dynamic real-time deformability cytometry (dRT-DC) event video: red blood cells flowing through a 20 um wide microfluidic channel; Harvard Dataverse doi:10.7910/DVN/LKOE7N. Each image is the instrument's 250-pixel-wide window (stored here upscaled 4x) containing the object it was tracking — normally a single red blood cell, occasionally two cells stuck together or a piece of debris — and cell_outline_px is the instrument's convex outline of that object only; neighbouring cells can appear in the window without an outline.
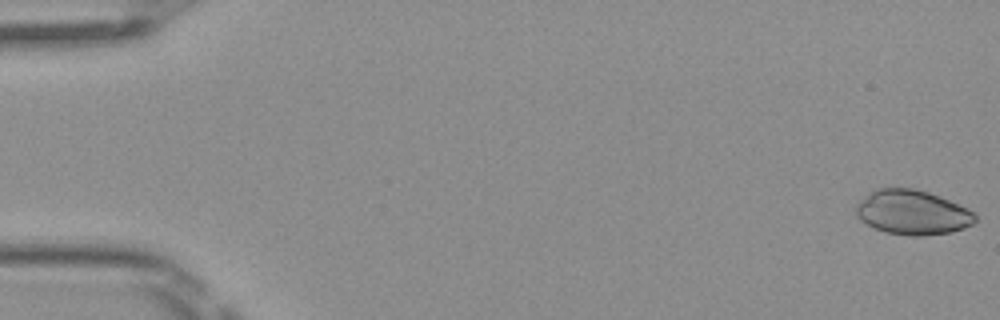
{"species": "Egyptian fruit bat (a non-hibernating species)", "species_latin": "Rousettus aegyptiacus", "temperature_condition": "room temperature", "stored_images_in_passage": 9, "camera_frame_rate_fps": 3000, "um_per_image_px": 0.085, "frame": {"image": 1, "passage_image": 1, "time_ms": 0.0, "image_size_px": [1000, 320], "cell_outline_px": [[976, 220], [972, 224], [964, 228], [952, 232], [924, 236], [908, 236], [884, 232], [860, 220], [856, 216], [856, 204], [860, 200], [876, 188], [912, 188], [928, 192], [940, 196], [972, 212], [976, 216]], "centroid_in_image_um": [77.52, 18.07], "position_along_channel_um": 7.5, "area_um2": 30.81}}